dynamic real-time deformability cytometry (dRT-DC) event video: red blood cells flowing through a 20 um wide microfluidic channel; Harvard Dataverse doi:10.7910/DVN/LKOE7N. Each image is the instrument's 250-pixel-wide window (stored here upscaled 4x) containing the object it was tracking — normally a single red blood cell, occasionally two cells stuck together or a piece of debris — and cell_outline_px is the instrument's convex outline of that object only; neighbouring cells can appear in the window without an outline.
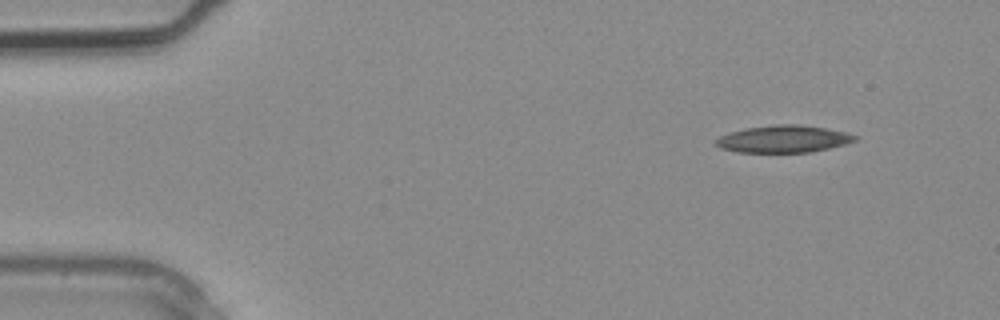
{"species": "common noctule bat (a hibernating species)", "species_latin": "Nyctalus noctula", "temperature_condition": "warm", "stored_images_in_passage": 2, "camera_frame_rate_fps": 3000, "um_per_image_px": 0.085, "animal": {"sex": "male", "body_mass_g": 20.4}, "frame": {"image": 1, "passage_image": 1, "time_ms": 0.0, "image_size_px": [1000, 320], "cell_outline_px": [[856, 140], [844, 144], [812, 152], [736, 152], [720, 148], [712, 140], [728, 132], [744, 128], [776, 124], [796, 124], [824, 128], [848, 132], [856, 136]], "centroid_in_image_um": [66.53, 11.81], "position_along_channel_um": 18.5, "area_um2": 22.08}}